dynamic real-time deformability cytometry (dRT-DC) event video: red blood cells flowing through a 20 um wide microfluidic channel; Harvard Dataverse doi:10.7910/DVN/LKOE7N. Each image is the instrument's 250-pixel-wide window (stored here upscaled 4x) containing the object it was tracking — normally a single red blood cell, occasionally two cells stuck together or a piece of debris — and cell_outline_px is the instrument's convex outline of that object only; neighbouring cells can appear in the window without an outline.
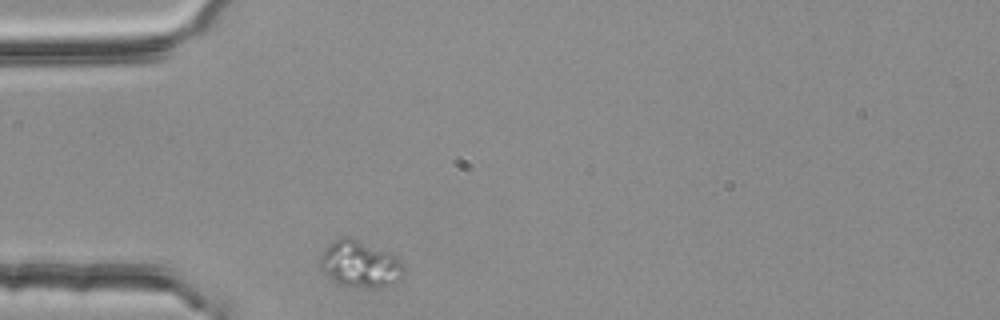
{"species": "common noctule bat (a hibernating species)", "species_latin": "Nyctalus noctula", "temperature_condition": "room temperature", "stored_images_in_passage": 1, "camera_frame_rate_fps": 3000, "um_per_image_px": 0.085, "animal": {"sex": "female", "body_mass_g": 25.1}, "frame": {"image": 1, "passage_image": 1, "time_ms": 0.0, "image_size_px": [1000, 320], "cell_outline_px": [[404, 276], [400, 280], [380, 288], [364, 288], [340, 284], [332, 280], [320, 268], [320, 256], [328, 244], [340, 236], [348, 236], [360, 240], [392, 252], [404, 264]], "centroid_in_image_um": [30.63, 22.43], "position_along_channel_um": 54.4, "area_um2": 23.24}}